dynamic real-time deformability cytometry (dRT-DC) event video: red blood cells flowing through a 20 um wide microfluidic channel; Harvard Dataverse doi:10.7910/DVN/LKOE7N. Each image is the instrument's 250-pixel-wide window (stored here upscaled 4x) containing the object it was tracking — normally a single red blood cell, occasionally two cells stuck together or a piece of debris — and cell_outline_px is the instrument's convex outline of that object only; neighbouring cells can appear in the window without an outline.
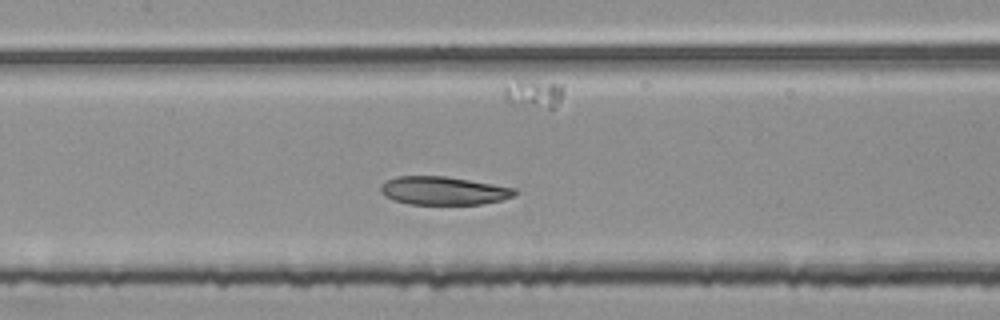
{"species": "common noctule bat (a hibernating species)", "species_latin": "Nyctalus noctula", "temperature_condition": "room temperature", "stored_images_in_passage": 42, "segment_of_instrument_passage": [2, 2], "camera_frame_rate_fps": 3000, "um_per_image_px": 0.085, "animal": {"sex": "female", "body_mass_g": 25.1}, "frame": {"image": 1, "passage_image": 19, "time_ms": 6.0, "image_size_px": [1000, 320], "cell_outline_px": [[516, 192], [512, 196], [500, 200], [480, 204], [408, 204], [392, 200], [384, 196], [380, 192], [380, 184], [384, 180], [396, 176], [444, 176], [516, 188]], "centroid_in_image_um": [37.59, 16.2], "position_along_channel_um": 169.8, "area_um2": 22.08}}
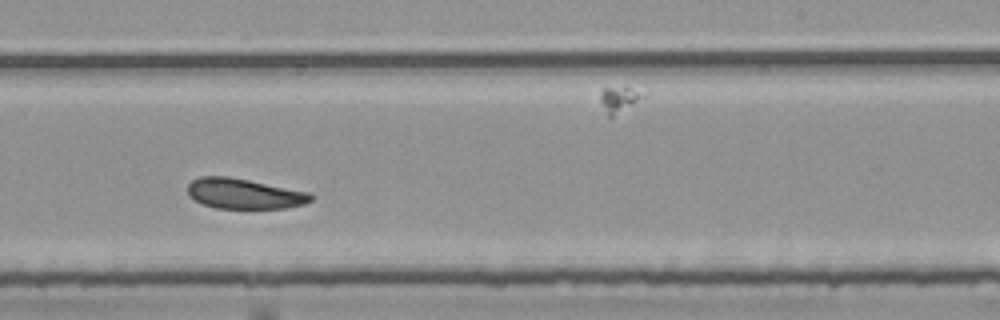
{"frame": {"image": 2, "passage_image": 27, "time_ms": 8.667, "image_size_px": [1000, 320], "cell_outline_px": [[316, 196], [312, 200], [304, 204], [284, 208], [216, 208], [204, 204], [188, 196], [188, 184], [192, 180], [200, 176], [228, 176], [312, 192]], "centroid_in_image_um": [20.8, 16.45], "position_along_channel_um": 268.2, "area_um2": 21.91}}
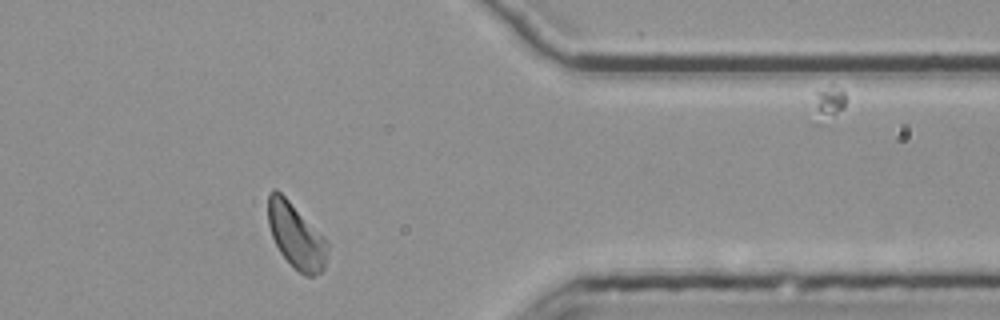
{"frame": {"image": 3, "passage_image": 38, "time_ms": 12.333, "image_size_px": [1000, 320], "cell_outline_px": [[328, 256], [324, 268], [320, 272], [312, 276], [304, 276], [280, 252], [272, 236], [268, 224], [268, 192], [272, 188], [276, 188], [324, 236], [328, 244]], "centroid_in_image_um": [25.17, 20.03], "position_along_channel_um": 386.2, "area_um2": 22.31}}